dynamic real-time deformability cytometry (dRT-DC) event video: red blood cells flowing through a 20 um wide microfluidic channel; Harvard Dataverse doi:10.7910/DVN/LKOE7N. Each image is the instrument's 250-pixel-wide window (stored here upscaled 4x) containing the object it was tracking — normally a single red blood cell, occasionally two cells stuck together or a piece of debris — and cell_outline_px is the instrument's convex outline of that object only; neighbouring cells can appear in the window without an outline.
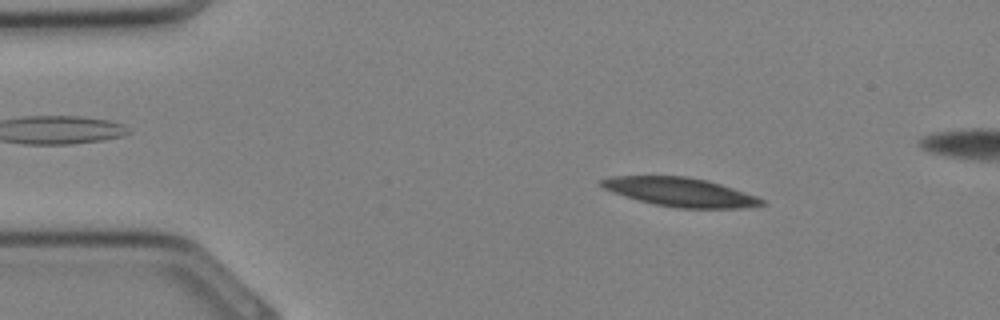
{"species": "Egyptian fruit bat (a non-hibernating species)", "species_latin": "Rousettus aegyptiacus", "temperature_condition": "cold", "stored_images_in_passage": 31, "camera_frame_rate_fps": 3000, "um_per_image_px": 0.085, "animal": {"sex": "female"}, "frame": {"image": 1, "passage_image": 4, "time_ms": 1.0, "image_size_px": [1000, 320], "cell_outline_px": [[768, 204], [740, 208], [680, 208], [656, 204], [624, 196], [612, 192], [604, 188], [600, 184], [600, 180], [612, 176], [688, 176], [708, 180], [756, 196], [764, 200]], "centroid_in_image_um": [57.83, 16.32], "position_along_channel_um": 27.2, "area_um2": 26.7}}
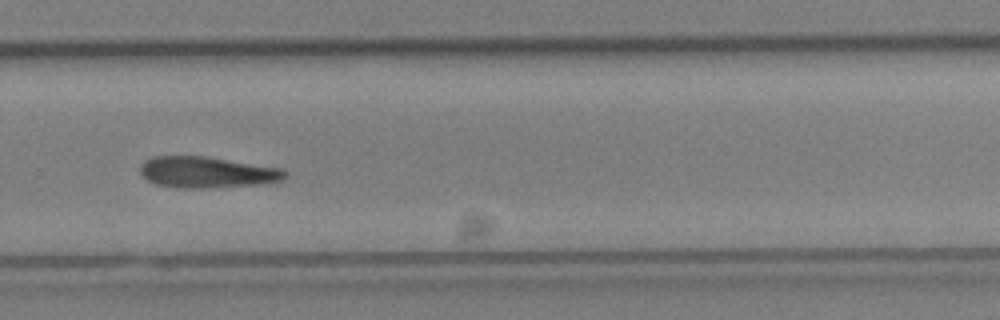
{"frame": {"image": 2, "passage_image": 21, "time_ms": 6.667, "image_size_px": [1000, 320], "cell_outline_px": [[288, 176], [284, 180], [268, 184], [204, 188], [188, 188], [156, 184], [148, 180], [140, 172], [140, 164], [144, 160], [152, 156], [208, 156], [284, 168], [288, 172]], "centroid_in_image_um": [17.69, 14.63], "position_along_channel_um": 312.1, "area_um2": 26.82}}
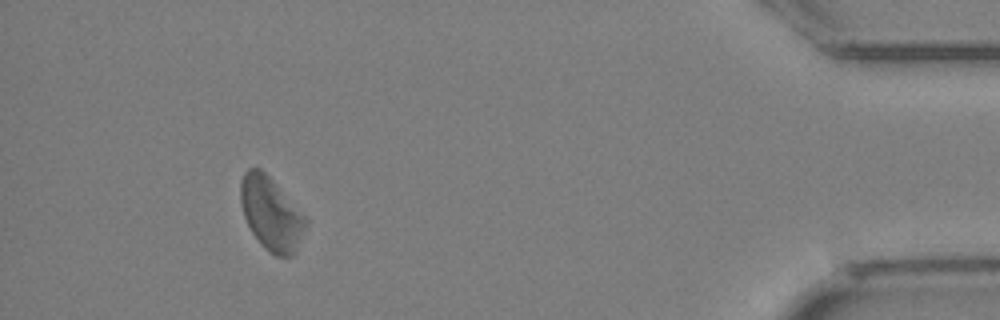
{"frame": {"image": 3, "passage_image": 29, "time_ms": 9.333, "image_size_px": [1000, 320], "cell_outline_px": [[308, 224], [296, 252], [292, 256], [276, 256], [268, 252], [260, 244], [252, 232], [244, 216], [240, 204], [240, 180], [244, 172], [248, 168], [260, 168], [272, 180], [308, 220]], "centroid_in_image_um": [23.03, 18.19], "position_along_channel_um": 412.2, "area_um2": 27.69}}